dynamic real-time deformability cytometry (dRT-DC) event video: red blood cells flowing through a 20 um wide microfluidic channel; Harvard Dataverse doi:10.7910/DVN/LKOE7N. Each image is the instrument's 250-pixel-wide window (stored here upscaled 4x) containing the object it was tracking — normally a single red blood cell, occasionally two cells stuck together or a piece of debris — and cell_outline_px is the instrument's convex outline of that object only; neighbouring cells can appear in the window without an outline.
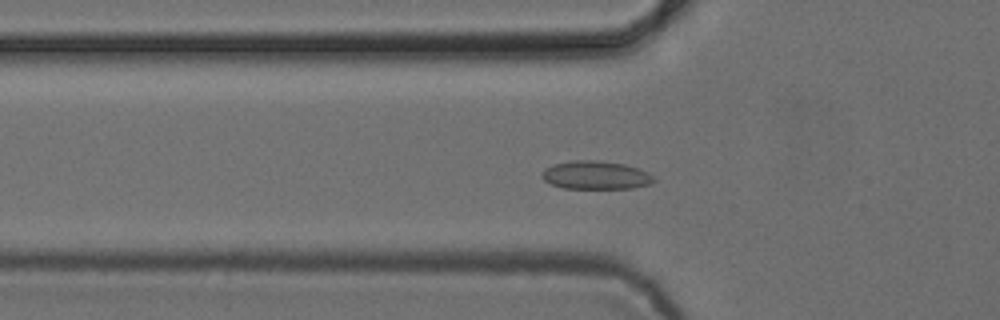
{"species": "common noctule bat (a hibernating species)", "species_latin": "Nyctalus noctula", "temperature_condition": "cold", "stored_images_in_passage": 52, "camera_frame_rate_fps": 3000, "um_per_image_px": 0.085, "animal": {"sex": "female", "body_mass_g": 24.6, "forearm_length_mm": 56.2}, "frame": {"image": 1, "passage_image": 17, "time_ms": 5.333, "image_size_px": [1000, 320], "cell_outline_px": [[656, 180], [648, 184], [632, 188], [564, 188], [552, 184], [544, 180], [540, 176], [544, 168], [552, 164], [572, 160], [592, 160], [624, 164], [648, 172]], "centroid_in_image_um": [50.59, 14.88], "position_along_channel_um": 75.2, "area_um2": 18.32}}
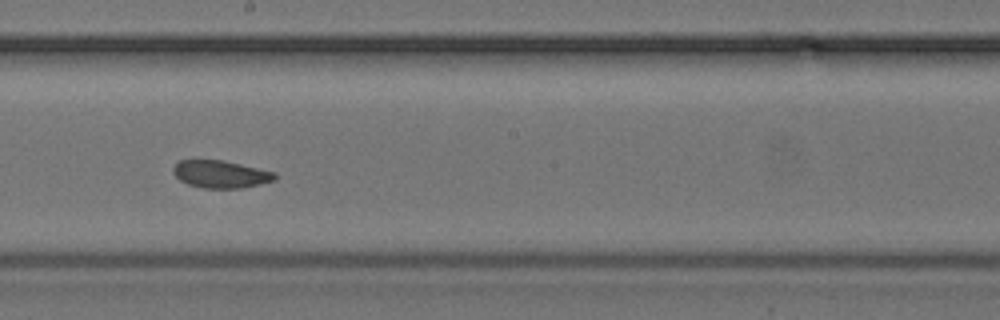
{"frame": {"image": 2, "passage_image": 29, "time_ms": 9.333, "image_size_px": [1000, 320], "cell_outline_px": [[276, 180], [260, 184], [240, 188], [204, 188], [188, 184], [180, 180], [172, 172], [172, 168], [180, 160], [224, 160], [276, 172]], "centroid_in_image_um": [18.77, 14.8], "position_along_channel_um": 229.4, "area_um2": 16.3}}
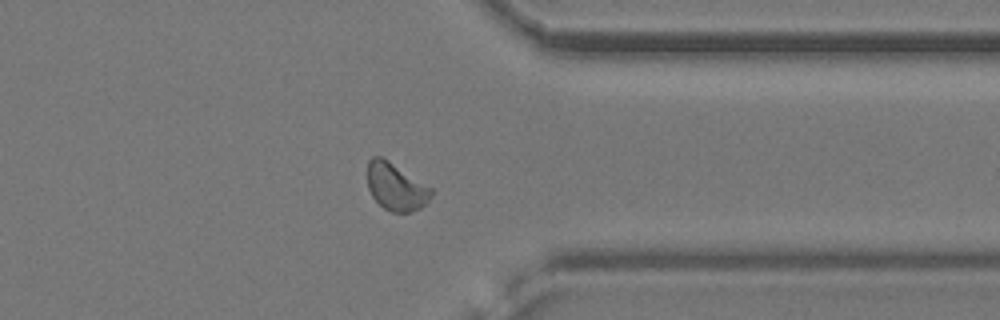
{"frame": {"image": 3, "passage_image": 41, "time_ms": 13.333, "image_size_px": [1000, 320], "cell_outline_px": [[432, 196], [420, 208], [408, 212], [392, 212], [384, 208], [372, 196], [368, 188], [368, 160], [372, 156], [380, 156], [388, 160], [432, 188]], "centroid_in_image_um": [33.64, 15.87], "position_along_channel_um": 377.8, "area_um2": 17.4}}